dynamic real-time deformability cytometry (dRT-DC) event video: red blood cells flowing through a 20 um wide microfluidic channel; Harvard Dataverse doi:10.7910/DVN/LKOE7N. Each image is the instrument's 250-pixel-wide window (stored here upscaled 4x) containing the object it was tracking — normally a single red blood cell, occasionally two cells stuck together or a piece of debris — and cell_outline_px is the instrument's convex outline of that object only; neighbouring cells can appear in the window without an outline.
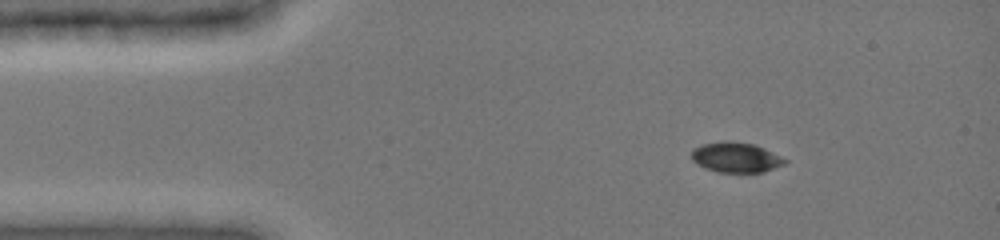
{"species": "common noctule bat (a hibernating species)", "species_latin": "Nyctalus noctula", "temperature_condition": "cold", "stored_images_in_passage": 6, "camera_frame_rate_fps": 3000, "um_per_image_px": 0.085, "animal": {"sex": "female", "body_mass_g": 19.0, "forearm_length_mm": 51.5}, "frame": {"image": 1, "passage_image": 1, "time_ms": 0.0, "image_size_px": [1000, 240], "cell_outline_px": [[788, 160], [784, 164], [764, 172], [716, 172], [704, 168], [696, 164], [692, 160], [692, 148], [700, 144], [724, 140], [732, 140], [756, 144]], "centroid_in_image_um": [62.51, 13.36], "position_along_channel_um": 22.5, "area_um2": 16.7}}
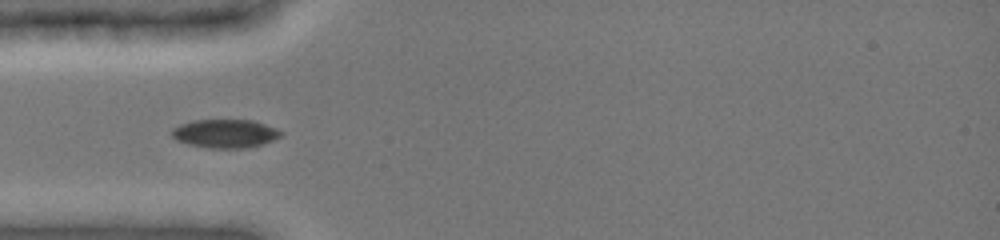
{"frame": {"image": 2, "passage_image": 4, "time_ms": 2.667, "image_size_px": [1000, 240], "cell_outline_px": [[284, 132], [280, 136], [272, 140], [260, 144], [244, 148], [208, 148], [188, 144], [176, 140], [172, 136], [172, 128], [180, 124], [192, 120], [252, 120], [276, 128]], "centroid_in_image_um": [19.1, 11.35], "position_along_channel_um": 65.9, "area_um2": 18.03}}
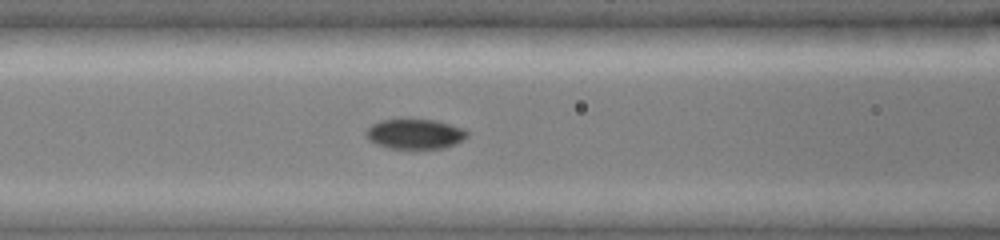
{"frame": {"image": 3, "passage_image": 6, "time_ms": 4.333, "image_size_px": [1000, 240], "cell_outline_px": [[468, 136], [444, 148], [388, 148], [368, 140], [364, 132], [372, 124], [380, 120], [436, 120], [464, 128], [468, 132]], "centroid_in_image_um": [35.25, 11.38], "position_along_channel_um": 131.4, "area_um2": 17.4}}